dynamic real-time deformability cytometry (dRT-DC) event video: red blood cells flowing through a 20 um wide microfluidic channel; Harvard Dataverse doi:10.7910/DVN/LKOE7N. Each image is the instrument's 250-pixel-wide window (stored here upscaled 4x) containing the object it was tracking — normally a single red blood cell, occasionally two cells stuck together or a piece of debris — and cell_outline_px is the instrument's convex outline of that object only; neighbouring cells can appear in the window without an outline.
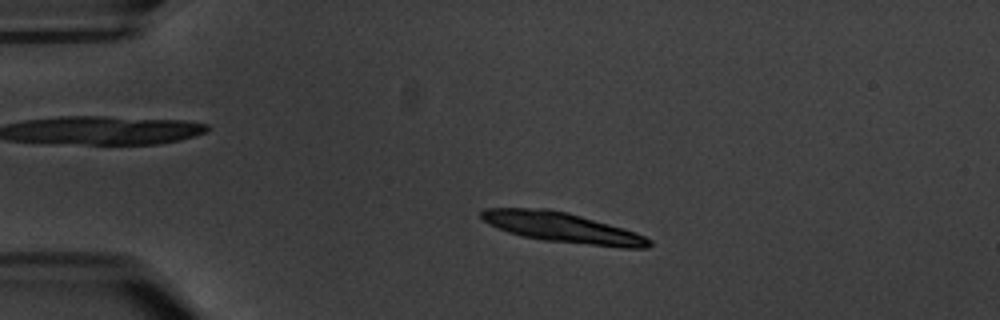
{"species": "common noctule bat (a hibernating species)", "species_latin": "Nyctalus noctula", "temperature_condition": "warm", "stored_images_in_passage": 6, "camera_frame_rate_fps": 3000, "um_per_image_px": 0.085, "animal": {"sex": "male", "body_mass_g": 20.1, "forearm_length_mm": 53.5}, "frame": {"image": 1, "passage_image": 3, "time_ms": 2.333, "image_size_px": [1000, 320], "cell_outline_px": [[652, 244], [648, 248], [620, 248], [544, 240], [520, 236], [496, 228], [488, 224], [480, 216], [480, 212], [484, 208], [548, 208], [568, 212], [624, 228], [636, 232], [652, 240]], "centroid_in_image_um": [47.8, 19.34], "position_along_channel_um": 37.2, "area_um2": 29.71}}